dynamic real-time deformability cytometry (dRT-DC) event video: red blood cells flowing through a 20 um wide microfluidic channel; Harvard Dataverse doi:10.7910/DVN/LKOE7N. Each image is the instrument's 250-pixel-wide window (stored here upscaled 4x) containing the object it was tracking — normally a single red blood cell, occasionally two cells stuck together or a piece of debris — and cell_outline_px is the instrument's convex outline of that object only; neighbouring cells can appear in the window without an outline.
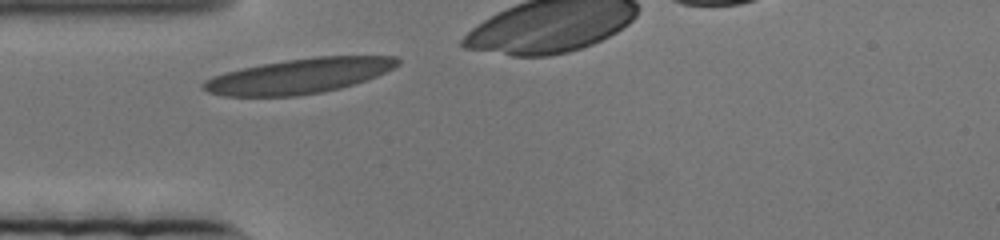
{"species": "human", "species_latin": "Homo sapiens", "temperature_condition": "cold", "stored_images_in_passage": 45, "camera_frame_rate_fps": 3000, "um_per_image_px": 0.085, "donor": {"sex": "female"}, "frame": {"image": 1, "passage_image": 1, "time_ms": 0.0, "image_size_px": [1000, 240], "cell_outline_px": [[400, 64], [376, 76], [340, 88], [320, 92], [296, 96], [224, 96], [208, 92], [200, 88], [200, 84], [204, 80], [212, 76], [244, 68], [264, 64], [288, 60], [316, 56], [396, 56], [400, 60]], "centroid_in_image_um": [25.4, 6.46], "position_along_channel_um": 59.6, "area_um2": 39.19}}
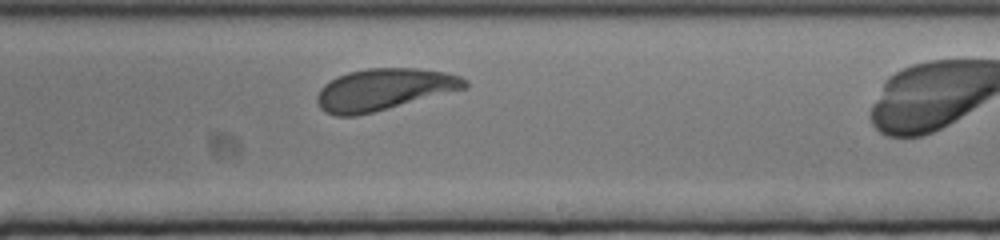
{"frame": {"image": 2, "passage_image": 27, "time_ms": 8.667, "image_size_px": [1000, 240], "cell_outline_px": [[468, 88], [356, 116], [336, 116], [324, 112], [316, 104], [316, 96], [320, 88], [324, 84], [336, 76], [348, 72], [368, 68], [416, 68], [448, 72], [460, 76], [468, 80]], "centroid_in_image_um": [32.62, 7.6], "position_along_channel_um": 256.4, "area_um2": 36.13}}
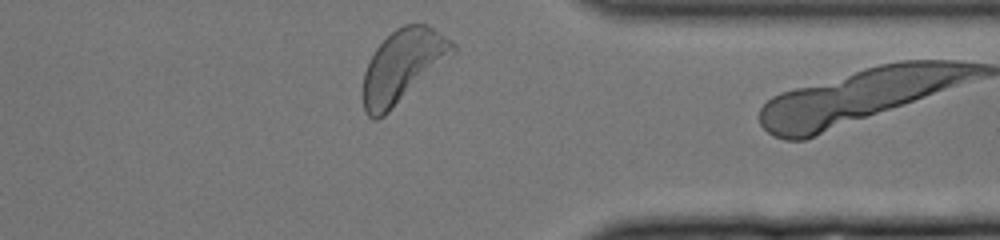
{"frame": {"image": 3, "passage_image": 44, "time_ms": 14.333, "image_size_px": [1000, 240], "cell_outline_px": [[456, 52], [384, 116], [376, 120], [372, 120], [364, 112], [364, 72], [376, 48], [396, 28], [404, 24], [428, 24], [452, 40], [456, 44]], "centroid_in_image_um": [34.26, 5.6], "position_along_channel_um": 377.1, "area_um2": 37.57}}